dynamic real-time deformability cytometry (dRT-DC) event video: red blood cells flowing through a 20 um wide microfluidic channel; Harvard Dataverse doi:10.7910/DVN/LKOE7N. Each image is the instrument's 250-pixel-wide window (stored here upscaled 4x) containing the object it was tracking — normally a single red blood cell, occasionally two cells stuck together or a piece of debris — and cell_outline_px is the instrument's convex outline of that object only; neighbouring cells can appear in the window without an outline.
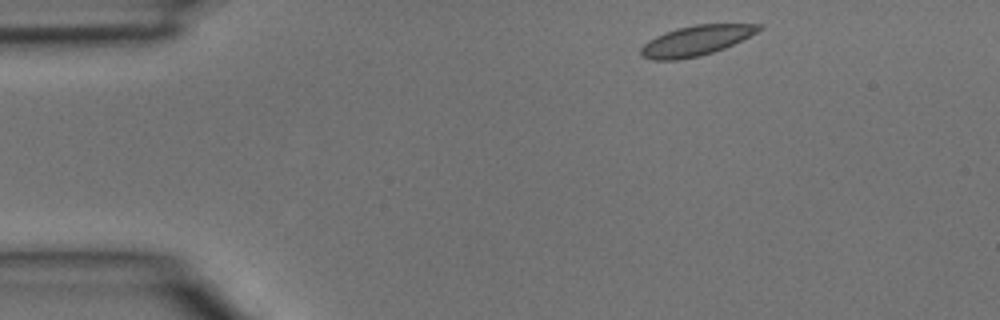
{"species": "common noctule bat (a hibernating species)", "species_latin": "Nyctalus noctula", "temperature_condition": "room temperature", "stored_images_in_passage": 4, "camera_frame_rate_fps": 3000, "um_per_image_px": 0.085, "animal": {"sex": "male", "body_mass_g": 15.6}, "frame": {"image": 1, "passage_image": 1, "time_ms": 0.0, "image_size_px": [1000, 320], "cell_outline_px": [[764, 28], [724, 48], [700, 56], [676, 60], [652, 60], [640, 56], [640, 48], [648, 40], [664, 32], [676, 28], [696, 24], [764, 24]], "centroid_in_image_um": [59.12, 3.45], "position_along_channel_um": 25.9, "area_um2": 20.63}}
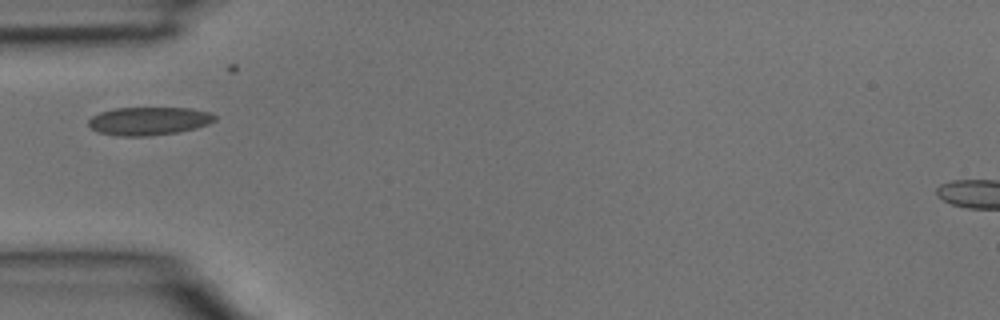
{"frame": {"image": 2, "passage_image": 3, "time_ms": 0.667, "image_size_px": [1000, 320], "cell_outline_px": [[216, 120], [208, 124], [196, 128], [176, 132], [148, 136], [120, 136], [100, 132], [92, 128], [88, 124], [88, 120], [92, 116], [100, 112], [116, 108], [192, 108], [212, 112], [216, 116]], "centroid_in_image_um": [12.69, 10.28], "position_along_channel_um": 72.3, "area_um2": 20.69}}